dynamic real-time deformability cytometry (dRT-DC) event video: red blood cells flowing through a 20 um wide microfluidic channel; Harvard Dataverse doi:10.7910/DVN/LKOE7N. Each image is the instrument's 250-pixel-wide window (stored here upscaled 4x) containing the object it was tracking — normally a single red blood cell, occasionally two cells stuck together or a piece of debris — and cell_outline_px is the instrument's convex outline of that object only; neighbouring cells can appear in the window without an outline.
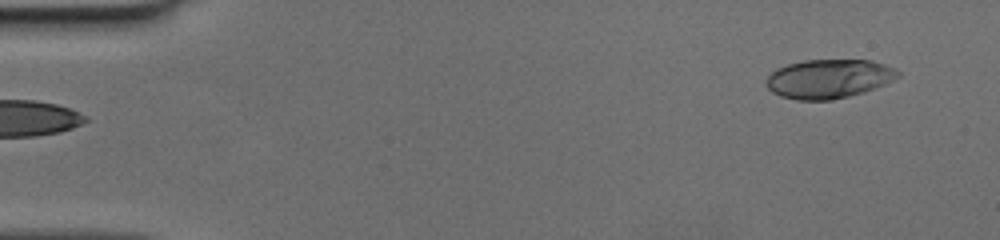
{"species": "human", "species_latin": "Homo sapiens", "temperature_condition": "cold", "stored_images_in_passage": 46, "camera_frame_rate_fps": 3000, "um_per_image_px": 0.085, "donor": {"sex": "female"}, "frame": {"image": 1, "passage_image": 1, "time_ms": 0.0, "image_size_px": [1000, 240], "cell_outline_px": [[900, 76], [884, 84], [864, 92], [832, 100], [796, 100], [780, 96], [772, 92], [768, 88], [764, 80], [776, 68], [788, 64], [804, 60], [868, 60], [884, 64], [900, 72]], "centroid_in_image_um": [70.4, 6.7], "position_along_channel_um": 14.6, "area_um2": 29.88}}
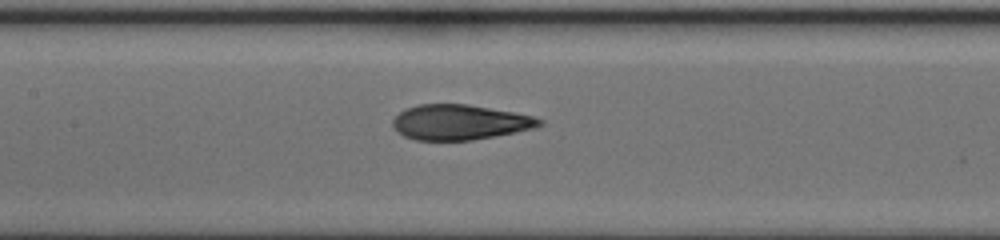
{"frame": {"image": 2, "passage_image": 21, "time_ms": 6.667, "image_size_px": [1000, 240], "cell_outline_px": [[544, 124], [536, 128], [472, 140], [416, 140], [404, 136], [396, 132], [392, 124], [392, 120], [404, 108], [420, 104], [468, 104], [512, 112], [532, 116], [544, 120]], "centroid_in_image_um": [39.06, 10.39], "position_along_channel_um": 168.3, "area_um2": 30.06}}
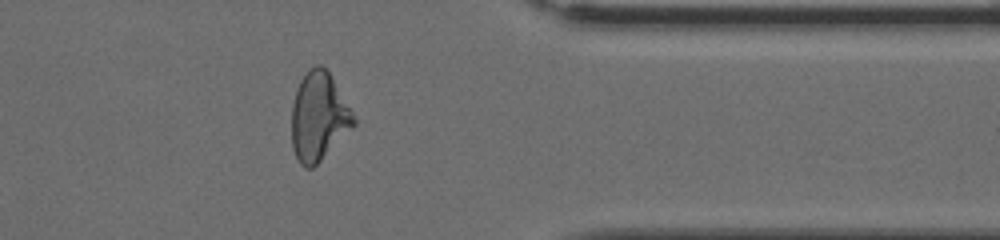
{"frame": {"image": 3, "passage_image": 37, "time_ms": 12.0, "image_size_px": [1000, 240], "cell_outline_px": [[356, 124], [312, 168], [304, 168], [300, 164], [292, 148], [292, 104], [296, 88], [300, 80], [308, 68], [316, 64], [320, 64], [328, 72], [352, 112], [356, 120]], "centroid_in_image_um": [27.05, 9.91], "position_along_channel_um": 384.3, "area_um2": 31.56}}